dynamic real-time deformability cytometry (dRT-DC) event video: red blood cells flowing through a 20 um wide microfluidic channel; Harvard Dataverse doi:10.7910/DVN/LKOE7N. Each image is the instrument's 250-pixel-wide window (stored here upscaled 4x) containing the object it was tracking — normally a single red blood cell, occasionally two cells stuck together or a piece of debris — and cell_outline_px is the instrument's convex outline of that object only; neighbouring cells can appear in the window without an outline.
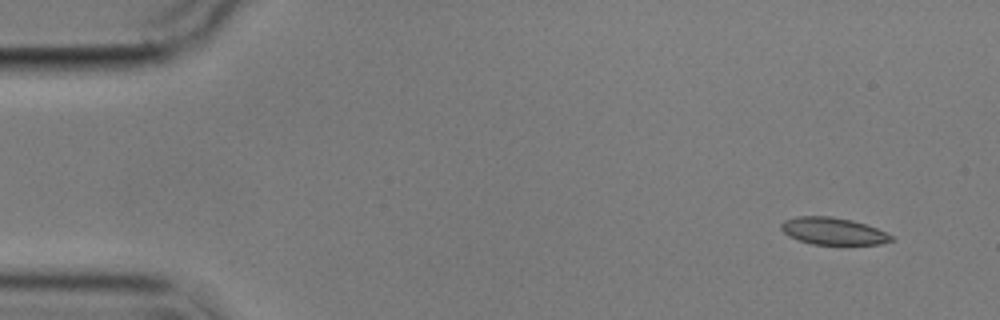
{"species": "common noctule bat (a hibernating species)", "species_latin": "Nyctalus noctula", "temperature_condition": "cold", "stored_images_in_passage": 9, "camera_frame_rate_fps": 3000, "um_per_image_px": 0.085, "animal": {"sex": "male", "body_mass_g": 17.9}, "frame": {"image": 1, "passage_image": 1, "time_ms": 0.0, "image_size_px": [1000, 320], "cell_outline_px": [[896, 240], [880, 244], [812, 244], [788, 236], [780, 228], [780, 224], [784, 220], [796, 216], [832, 216], [852, 220], [876, 228], [896, 236]], "centroid_in_image_um": [70.84, 19.64], "position_along_channel_um": 14.2, "area_um2": 17.51}}
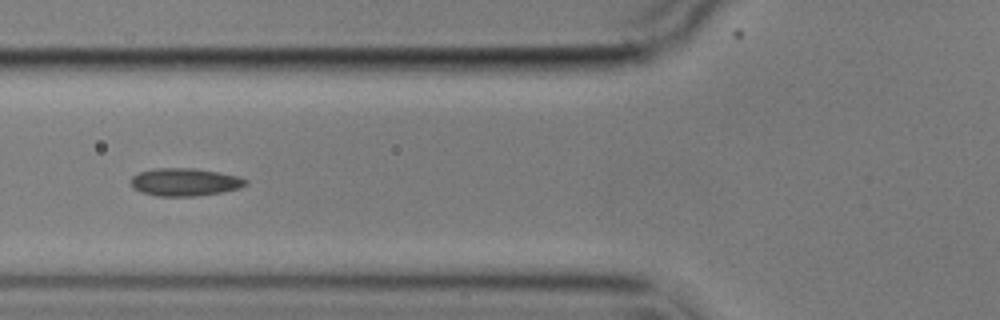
{"frame": {"image": 2, "passage_image": 6, "time_ms": 5.667, "image_size_px": [1000, 320], "cell_outline_px": [[248, 184], [240, 188], [220, 192], [196, 196], [156, 196], [140, 192], [132, 188], [128, 180], [132, 176], [140, 172], [156, 168], [196, 168], [236, 176], [248, 180]], "centroid_in_image_um": [15.65, 15.48], "position_along_channel_um": 110.1, "area_um2": 18.67}}
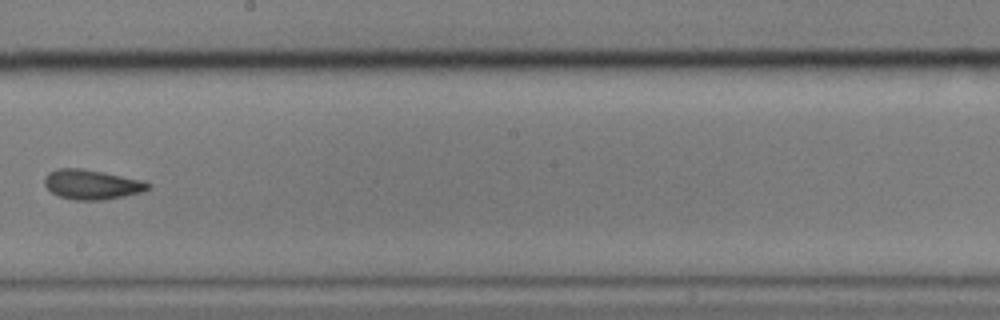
{"frame": {"image": 3, "passage_image": 9, "time_ms": 9.333, "image_size_px": [1000, 320], "cell_outline_px": [[152, 184], [148, 188], [140, 192], [124, 196], [104, 200], [76, 200], [60, 196], [52, 192], [44, 184], [44, 176], [48, 172], [56, 168], [80, 168], [104, 172], [144, 180]], "centroid_in_image_um": [7.79, 15.67], "position_along_channel_um": 240.4, "area_um2": 17.98}}